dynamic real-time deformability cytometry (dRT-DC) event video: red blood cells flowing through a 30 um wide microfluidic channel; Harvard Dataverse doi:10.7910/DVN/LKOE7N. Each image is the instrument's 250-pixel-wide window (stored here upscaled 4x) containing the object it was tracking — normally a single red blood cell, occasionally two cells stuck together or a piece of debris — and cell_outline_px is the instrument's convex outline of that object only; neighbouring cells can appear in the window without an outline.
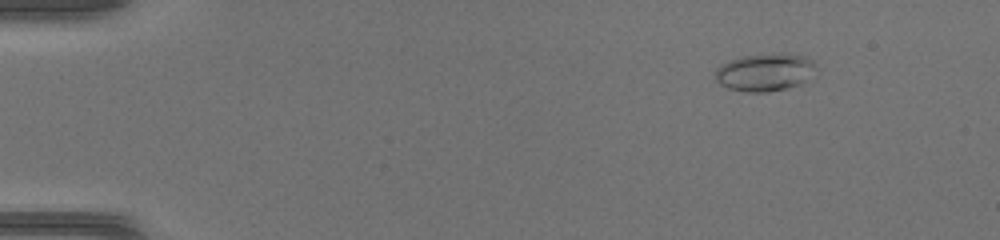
{"species": "common noctule bat (a hibernating species)", "species_latin": "Nyctalus noctula", "temperature_condition": "warm", "stored_images_in_passage": 43, "camera_frame_rate_fps": 3000, "um_per_image_px": 0.085, "animal": {"sex": "female", "body_mass_g": 17.0, "forearm_length_mm": 48.0}, "frame": {"image": 1, "passage_image": 2, "time_ms": 0.333, "image_size_px": [1000, 240], "cell_outline_px": [[816, 68], [800, 84], [768, 92], [744, 92], [728, 88], [720, 84], [716, 80], [716, 68], [720, 64], [744, 56], [780, 52], [804, 56], [812, 60], [816, 64]], "centroid_in_image_um": [64.99, 6.13], "position_along_channel_um": 20.0, "area_um2": 21.96}}
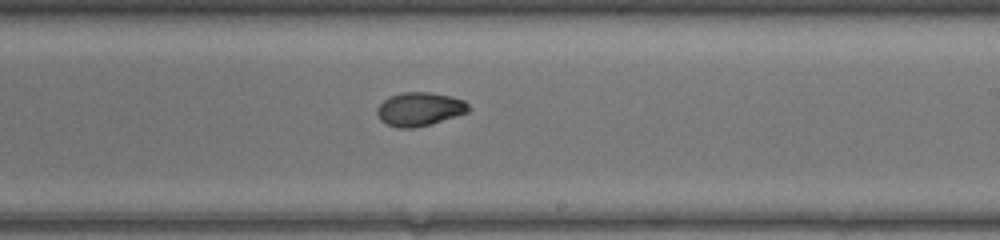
{"frame": {"image": 2, "passage_image": 25, "time_ms": 8.0, "image_size_px": [1000, 240], "cell_outline_px": [[472, 108], [468, 112], [432, 124], [412, 128], [400, 128], [388, 124], [380, 120], [376, 112], [376, 108], [388, 96], [400, 92], [428, 92], [452, 96], [464, 100]], "centroid_in_image_um": [35.67, 9.26], "position_along_channel_um": 253.3, "area_um2": 18.09}}
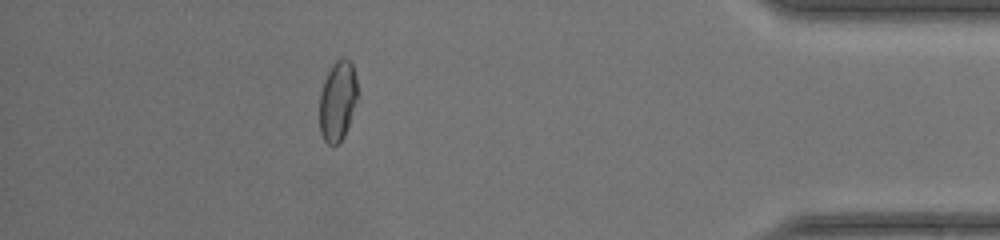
{"frame": {"image": 3, "passage_image": 38, "time_ms": 12.333, "image_size_px": [1000, 240], "cell_outline_px": [[356, 100], [344, 136], [336, 144], [328, 144], [324, 140], [320, 132], [320, 92], [324, 80], [332, 64], [336, 60], [344, 56], [352, 60], [356, 76]], "centroid_in_image_um": [28.69, 8.51], "position_along_channel_um": 406.5, "area_um2": 17.57}}